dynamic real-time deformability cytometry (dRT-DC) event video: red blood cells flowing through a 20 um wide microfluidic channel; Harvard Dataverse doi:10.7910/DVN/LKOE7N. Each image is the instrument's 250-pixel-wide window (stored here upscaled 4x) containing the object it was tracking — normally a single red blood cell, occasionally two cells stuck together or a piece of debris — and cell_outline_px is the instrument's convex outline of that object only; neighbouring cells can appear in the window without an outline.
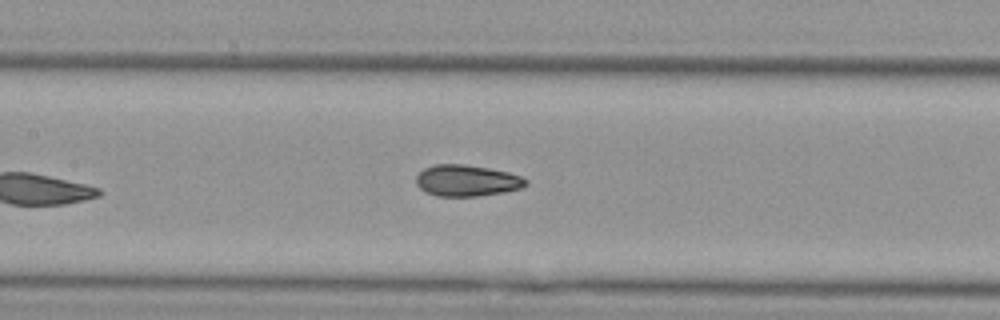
{"species": "Egyptian fruit bat (a non-hibernating species)", "species_latin": "Rousettus aegyptiacus", "temperature_condition": "cold", "stored_images_in_passage": 6, "segment_of_instrument_passage": [1, 2], "camera_frame_rate_fps": 3000, "um_per_image_px": 0.085, "animal": {"sex": "female"}, "frame": {"image": 1, "passage_image": 5, "time_ms": 5.0, "image_size_px": [1000, 320], "cell_outline_px": [[528, 184], [520, 188], [504, 192], [476, 196], [436, 196], [424, 192], [416, 184], [416, 176], [424, 168], [436, 164], [464, 164], [488, 168], [508, 172], [520, 176], [528, 180]], "centroid_in_image_um": [39.66, 15.35], "position_along_channel_um": 167.7, "area_um2": 20.06}}